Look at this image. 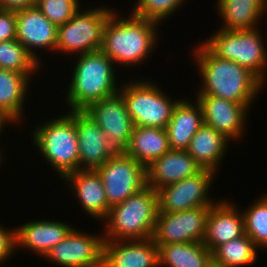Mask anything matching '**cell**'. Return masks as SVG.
Returning a JSON list of instances; mask_svg holds the SVG:
<instances>
[{
    "label": "cell",
    "mask_w": 267,
    "mask_h": 267,
    "mask_svg": "<svg viewBox=\"0 0 267 267\" xmlns=\"http://www.w3.org/2000/svg\"><path fill=\"white\" fill-rule=\"evenodd\" d=\"M196 44L192 49L194 53H191L201 78L196 95H211L239 104H254L266 85L236 62L216 56L203 42Z\"/></svg>",
    "instance_id": "obj_1"
},
{
    "label": "cell",
    "mask_w": 267,
    "mask_h": 267,
    "mask_svg": "<svg viewBox=\"0 0 267 267\" xmlns=\"http://www.w3.org/2000/svg\"><path fill=\"white\" fill-rule=\"evenodd\" d=\"M120 13V15H119ZM121 16V17H120ZM160 23L114 10L105 24L101 51L115 66L143 65L157 47Z\"/></svg>",
    "instance_id": "obj_2"
},
{
    "label": "cell",
    "mask_w": 267,
    "mask_h": 267,
    "mask_svg": "<svg viewBox=\"0 0 267 267\" xmlns=\"http://www.w3.org/2000/svg\"><path fill=\"white\" fill-rule=\"evenodd\" d=\"M64 97L68 110H84L90 104L119 92L116 66L101 50L77 55ZM77 60V61H75ZM117 81V82H116Z\"/></svg>",
    "instance_id": "obj_3"
},
{
    "label": "cell",
    "mask_w": 267,
    "mask_h": 267,
    "mask_svg": "<svg viewBox=\"0 0 267 267\" xmlns=\"http://www.w3.org/2000/svg\"><path fill=\"white\" fill-rule=\"evenodd\" d=\"M158 213L157 191L146 186L110 207L102 221L104 240H141L153 236Z\"/></svg>",
    "instance_id": "obj_4"
},
{
    "label": "cell",
    "mask_w": 267,
    "mask_h": 267,
    "mask_svg": "<svg viewBox=\"0 0 267 267\" xmlns=\"http://www.w3.org/2000/svg\"><path fill=\"white\" fill-rule=\"evenodd\" d=\"M34 126L30 137L43 160L62 180L79 170V147L74 117L67 111Z\"/></svg>",
    "instance_id": "obj_5"
},
{
    "label": "cell",
    "mask_w": 267,
    "mask_h": 267,
    "mask_svg": "<svg viewBox=\"0 0 267 267\" xmlns=\"http://www.w3.org/2000/svg\"><path fill=\"white\" fill-rule=\"evenodd\" d=\"M131 79L121 82L119 94L134 126L166 128L174 107L182 99H173L156 80ZM139 80V81H138ZM171 97V98H170Z\"/></svg>",
    "instance_id": "obj_6"
},
{
    "label": "cell",
    "mask_w": 267,
    "mask_h": 267,
    "mask_svg": "<svg viewBox=\"0 0 267 267\" xmlns=\"http://www.w3.org/2000/svg\"><path fill=\"white\" fill-rule=\"evenodd\" d=\"M260 28L218 29L202 42L218 57L236 62L267 84V48Z\"/></svg>",
    "instance_id": "obj_7"
},
{
    "label": "cell",
    "mask_w": 267,
    "mask_h": 267,
    "mask_svg": "<svg viewBox=\"0 0 267 267\" xmlns=\"http://www.w3.org/2000/svg\"><path fill=\"white\" fill-rule=\"evenodd\" d=\"M105 6L80 8L71 20L58 26L55 53L76 57L100 50L105 24L115 10Z\"/></svg>",
    "instance_id": "obj_8"
},
{
    "label": "cell",
    "mask_w": 267,
    "mask_h": 267,
    "mask_svg": "<svg viewBox=\"0 0 267 267\" xmlns=\"http://www.w3.org/2000/svg\"><path fill=\"white\" fill-rule=\"evenodd\" d=\"M217 175L214 170L202 169L192 177L158 189V212H180L213 206L219 200L213 199L209 193Z\"/></svg>",
    "instance_id": "obj_9"
},
{
    "label": "cell",
    "mask_w": 267,
    "mask_h": 267,
    "mask_svg": "<svg viewBox=\"0 0 267 267\" xmlns=\"http://www.w3.org/2000/svg\"><path fill=\"white\" fill-rule=\"evenodd\" d=\"M96 170L103 181L109 207L147 186L146 167L124 152H117Z\"/></svg>",
    "instance_id": "obj_10"
},
{
    "label": "cell",
    "mask_w": 267,
    "mask_h": 267,
    "mask_svg": "<svg viewBox=\"0 0 267 267\" xmlns=\"http://www.w3.org/2000/svg\"><path fill=\"white\" fill-rule=\"evenodd\" d=\"M83 231L73 228L43 259L58 267H102L103 233Z\"/></svg>",
    "instance_id": "obj_11"
},
{
    "label": "cell",
    "mask_w": 267,
    "mask_h": 267,
    "mask_svg": "<svg viewBox=\"0 0 267 267\" xmlns=\"http://www.w3.org/2000/svg\"><path fill=\"white\" fill-rule=\"evenodd\" d=\"M211 207L180 212H158L152 239L156 245L202 242Z\"/></svg>",
    "instance_id": "obj_12"
},
{
    "label": "cell",
    "mask_w": 267,
    "mask_h": 267,
    "mask_svg": "<svg viewBox=\"0 0 267 267\" xmlns=\"http://www.w3.org/2000/svg\"><path fill=\"white\" fill-rule=\"evenodd\" d=\"M84 111L102 129L106 138L117 152H124L134 129L132 118L125 101L117 93L111 97L90 104Z\"/></svg>",
    "instance_id": "obj_13"
},
{
    "label": "cell",
    "mask_w": 267,
    "mask_h": 267,
    "mask_svg": "<svg viewBox=\"0 0 267 267\" xmlns=\"http://www.w3.org/2000/svg\"><path fill=\"white\" fill-rule=\"evenodd\" d=\"M195 100L202 108L204 124L233 143L244 138L245 124L249 121L247 115L253 104H239L211 95H196Z\"/></svg>",
    "instance_id": "obj_14"
},
{
    "label": "cell",
    "mask_w": 267,
    "mask_h": 267,
    "mask_svg": "<svg viewBox=\"0 0 267 267\" xmlns=\"http://www.w3.org/2000/svg\"><path fill=\"white\" fill-rule=\"evenodd\" d=\"M77 129L79 170H96L117 153L102 129L84 110H69Z\"/></svg>",
    "instance_id": "obj_15"
},
{
    "label": "cell",
    "mask_w": 267,
    "mask_h": 267,
    "mask_svg": "<svg viewBox=\"0 0 267 267\" xmlns=\"http://www.w3.org/2000/svg\"><path fill=\"white\" fill-rule=\"evenodd\" d=\"M16 39L43 64L39 54L41 50L55 52L57 26L36 6L25 8L16 12Z\"/></svg>",
    "instance_id": "obj_16"
},
{
    "label": "cell",
    "mask_w": 267,
    "mask_h": 267,
    "mask_svg": "<svg viewBox=\"0 0 267 267\" xmlns=\"http://www.w3.org/2000/svg\"><path fill=\"white\" fill-rule=\"evenodd\" d=\"M225 198L211 206L202 243L212 252L219 245L245 234L242 209Z\"/></svg>",
    "instance_id": "obj_17"
},
{
    "label": "cell",
    "mask_w": 267,
    "mask_h": 267,
    "mask_svg": "<svg viewBox=\"0 0 267 267\" xmlns=\"http://www.w3.org/2000/svg\"><path fill=\"white\" fill-rule=\"evenodd\" d=\"M48 219V220H47ZM46 220L43 218L39 220H29L21 226L16 228V250L24 248L23 250L31 251L37 256L42 257L62 241L68 233L76 227L69 225V223L59 220ZM73 226V227H72ZM20 247V248H19Z\"/></svg>",
    "instance_id": "obj_18"
},
{
    "label": "cell",
    "mask_w": 267,
    "mask_h": 267,
    "mask_svg": "<svg viewBox=\"0 0 267 267\" xmlns=\"http://www.w3.org/2000/svg\"><path fill=\"white\" fill-rule=\"evenodd\" d=\"M63 184H67L70 194L84 213L92 219L103 221L109 212V205L101 176L97 170H77L63 178Z\"/></svg>",
    "instance_id": "obj_19"
},
{
    "label": "cell",
    "mask_w": 267,
    "mask_h": 267,
    "mask_svg": "<svg viewBox=\"0 0 267 267\" xmlns=\"http://www.w3.org/2000/svg\"><path fill=\"white\" fill-rule=\"evenodd\" d=\"M102 267H159L158 246L152 237L104 240Z\"/></svg>",
    "instance_id": "obj_20"
},
{
    "label": "cell",
    "mask_w": 267,
    "mask_h": 267,
    "mask_svg": "<svg viewBox=\"0 0 267 267\" xmlns=\"http://www.w3.org/2000/svg\"><path fill=\"white\" fill-rule=\"evenodd\" d=\"M202 170L187 150H169L147 168V185L158 190L166 185L192 177Z\"/></svg>",
    "instance_id": "obj_21"
},
{
    "label": "cell",
    "mask_w": 267,
    "mask_h": 267,
    "mask_svg": "<svg viewBox=\"0 0 267 267\" xmlns=\"http://www.w3.org/2000/svg\"><path fill=\"white\" fill-rule=\"evenodd\" d=\"M204 124L202 108L196 101L183 97L174 107L166 126L171 150H187L190 140Z\"/></svg>",
    "instance_id": "obj_22"
},
{
    "label": "cell",
    "mask_w": 267,
    "mask_h": 267,
    "mask_svg": "<svg viewBox=\"0 0 267 267\" xmlns=\"http://www.w3.org/2000/svg\"><path fill=\"white\" fill-rule=\"evenodd\" d=\"M214 7L223 22L219 29L224 30L258 29L267 16V0H217Z\"/></svg>",
    "instance_id": "obj_23"
},
{
    "label": "cell",
    "mask_w": 267,
    "mask_h": 267,
    "mask_svg": "<svg viewBox=\"0 0 267 267\" xmlns=\"http://www.w3.org/2000/svg\"><path fill=\"white\" fill-rule=\"evenodd\" d=\"M230 141L220 132L207 124H203L190 140L187 147L188 154L202 169L218 172L228 152Z\"/></svg>",
    "instance_id": "obj_24"
},
{
    "label": "cell",
    "mask_w": 267,
    "mask_h": 267,
    "mask_svg": "<svg viewBox=\"0 0 267 267\" xmlns=\"http://www.w3.org/2000/svg\"><path fill=\"white\" fill-rule=\"evenodd\" d=\"M32 80L26 74L0 69V111L16 124L25 118V99Z\"/></svg>",
    "instance_id": "obj_25"
},
{
    "label": "cell",
    "mask_w": 267,
    "mask_h": 267,
    "mask_svg": "<svg viewBox=\"0 0 267 267\" xmlns=\"http://www.w3.org/2000/svg\"><path fill=\"white\" fill-rule=\"evenodd\" d=\"M169 150L167 132L164 128L135 126L124 153L147 168Z\"/></svg>",
    "instance_id": "obj_26"
},
{
    "label": "cell",
    "mask_w": 267,
    "mask_h": 267,
    "mask_svg": "<svg viewBox=\"0 0 267 267\" xmlns=\"http://www.w3.org/2000/svg\"><path fill=\"white\" fill-rule=\"evenodd\" d=\"M158 246L159 267H204L212 252L202 242Z\"/></svg>",
    "instance_id": "obj_27"
},
{
    "label": "cell",
    "mask_w": 267,
    "mask_h": 267,
    "mask_svg": "<svg viewBox=\"0 0 267 267\" xmlns=\"http://www.w3.org/2000/svg\"><path fill=\"white\" fill-rule=\"evenodd\" d=\"M257 251L259 249L252 239L244 234L216 247L212 251V258L224 267H247L258 259Z\"/></svg>",
    "instance_id": "obj_28"
},
{
    "label": "cell",
    "mask_w": 267,
    "mask_h": 267,
    "mask_svg": "<svg viewBox=\"0 0 267 267\" xmlns=\"http://www.w3.org/2000/svg\"><path fill=\"white\" fill-rule=\"evenodd\" d=\"M40 67L42 64L17 39L0 42V69L26 74L31 79L39 74Z\"/></svg>",
    "instance_id": "obj_29"
},
{
    "label": "cell",
    "mask_w": 267,
    "mask_h": 267,
    "mask_svg": "<svg viewBox=\"0 0 267 267\" xmlns=\"http://www.w3.org/2000/svg\"><path fill=\"white\" fill-rule=\"evenodd\" d=\"M246 209H243L245 234L258 249L267 250V193L260 194ZM265 249V250H264Z\"/></svg>",
    "instance_id": "obj_30"
},
{
    "label": "cell",
    "mask_w": 267,
    "mask_h": 267,
    "mask_svg": "<svg viewBox=\"0 0 267 267\" xmlns=\"http://www.w3.org/2000/svg\"><path fill=\"white\" fill-rule=\"evenodd\" d=\"M186 0H136L132 14L162 25L166 18L180 10ZM163 21V22H162Z\"/></svg>",
    "instance_id": "obj_31"
},
{
    "label": "cell",
    "mask_w": 267,
    "mask_h": 267,
    "mask_svg": "<svg viewBox=\"0 0 267 267\" xmlns=\"http://www.w3.org/2000/svg\"><path fill=\"white\" fill-rule=\"evenodd\" d=\"M35 6L57 27L71 20L82 7L79 0H35Z\"/></svg>",
    "instance_id": "obj_32"
},
{
    "label": "cell",
    "mask_w": 267,
    "mask_h": 267,
    "mask_svg": "<svg viewBox=\"0 0 267 267\" xmlns=\"http://www.w3.org/2000/svg\"><path fill=\"white\" fill-rule=\"evenodd\" d=\"M0 224V265L8 262L16 250V228H6ZM12 229V230H11Z\"/></svg>",
    "instance_id": "obj_33"
},
{
    "label": "cell",
    "mask_w": 267,
    "mask_h": 267,
    "mask_svg": "<svg viewBox=\"0 0 267 267\" xmlns=\"http://www.w3.org/2000/svg\"><path fill=\"white\" fill-rule=\"evenodd\" d=\"M16 39V12L0 9V42Z\"/></svg>",
    "instance_id": "obj_34"
},
{
    "label": "cell",
    "mask_w": 267,
    "mask_h": 267,
    "mask_svg": "<svg viewBox=\"0 0 267 267\" xmlns=\"http://www.w3.org/2000/svg\"><path fill=\"white\" fill-rule=\"evenodd\" d=\"M35 6V0H0V9L19 11Z\"/></svg>",
    "instance_id": "obj_35"
},
{
    "label": "cell",
    "mask_w": 267,
    "mask_h": 267,
    "mask_svg": "<svg viewBox=\"0 0 267 267\" xmlns=\"http://www.w3.org/2000/svg\"><path fill=\"white\" fill-rule=\"evenodd\" d=\"M12 126V125H17L12 119H10L6 114H4L2 111H0V139H1V137H2V134H4L3 133V131L6 129V127L5 126ZM2 147L0 146V162L3 164L4 162H2V161H4L3 159L5 158V157H3V156H5L6 155V153H4L5 151V149L3 148V149H1ZM3 150V151H2ZM2 151V152H1ZM3 154H5V155H3Z\"/></svg>",
    "instance_id": "obj_36"
},
{
    "label": "cell",
    "mask_w": 267,
    "mask_h": 267,
    "mask_svg": "<svg viewBox=\"0 0 267 267\" xmlns=\"http://www.w3.org/2000/svg\"><path fill=\"white\" fill-rule=\"evenodd\" d=\"M204 267H224V266L219 262L215 261L213 258H211Z\"/></svg>",
    "instance_id": "obj_37"
}]
</instances>
